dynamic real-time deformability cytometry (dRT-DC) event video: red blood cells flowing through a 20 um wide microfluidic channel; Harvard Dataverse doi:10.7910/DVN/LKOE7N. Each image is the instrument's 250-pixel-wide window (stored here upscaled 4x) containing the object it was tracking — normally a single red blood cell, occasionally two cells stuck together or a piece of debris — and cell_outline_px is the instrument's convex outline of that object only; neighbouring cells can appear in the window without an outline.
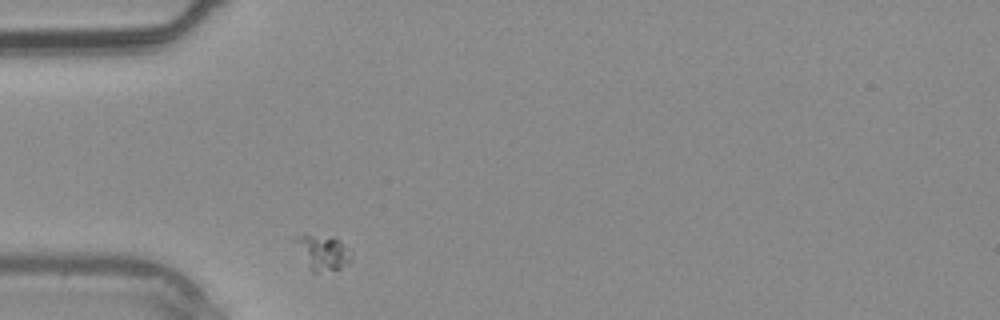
{"species": "common noctule bat (a hibernating species)", "species_latin": "Nyctalus noctula", "temperature_condition": "warm", "stored_images_in_passage": 1, "camera_frame_rate_fps": 3000, "um_per_image_px": 0.085, "animal": {"sex": "male", "body_mass_g": 20.4}, "frame": {"image": 1, "passage_image": 1, "time_ms": 0.0, "image_size_px": [1000, 320], "cell_outline_px": [[352, 256], [340, 268], [316, 272], [312, 272], [308, 268], [292, 240], [292, 236], [332, 236], [352, 252]], "centroid_in_image_um": [27.36, 21.45], "position_along_channel_um": 57.6, "area_um2": 11.1}}